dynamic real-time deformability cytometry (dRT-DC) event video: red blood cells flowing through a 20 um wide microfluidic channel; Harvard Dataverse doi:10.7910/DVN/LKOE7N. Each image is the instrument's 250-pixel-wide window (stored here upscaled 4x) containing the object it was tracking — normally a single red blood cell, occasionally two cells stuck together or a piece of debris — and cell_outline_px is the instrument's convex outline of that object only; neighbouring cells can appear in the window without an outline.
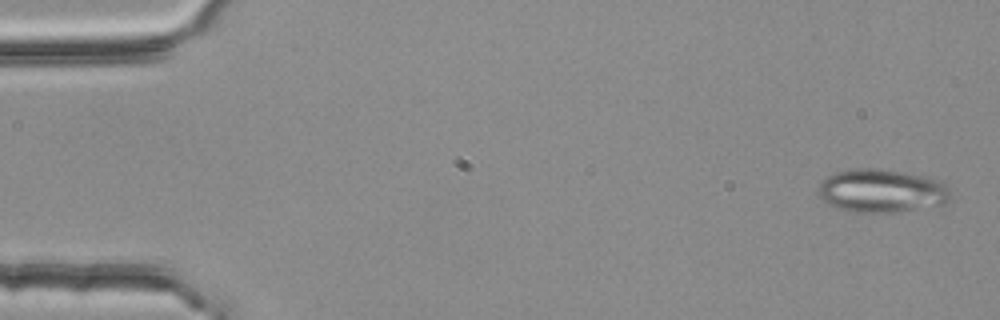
{"species": "common noctule bat (a hibernating species)", "species_latin": "Nyctalus noctula", "temperature_condition": "room temperature", "stored_images_in_passage": 5, "camera_frame_rate_fps": 3000, "um_per_image_px": 0.085, "animal": {"sex": "female", "body_mass_g": 25.1}, "frame": {"image": 1, "passage_image": 1, "time_ms": 0.0, "image_size_px": [1000, 320], "cell_outline_px": [[948, 200], [944, 204], [900, 212], [856, 212], [836, 208], [828, 204], [820, 196], [820, 184], [828, 176], [836, 172], [856, 168], [876, 168], [928, 176], [944, 184], [948, 188]], "centroid_in_image_um": [74.94, 16.22], "position_along_channel_um": 10.1, "area_um2": 33.06}}